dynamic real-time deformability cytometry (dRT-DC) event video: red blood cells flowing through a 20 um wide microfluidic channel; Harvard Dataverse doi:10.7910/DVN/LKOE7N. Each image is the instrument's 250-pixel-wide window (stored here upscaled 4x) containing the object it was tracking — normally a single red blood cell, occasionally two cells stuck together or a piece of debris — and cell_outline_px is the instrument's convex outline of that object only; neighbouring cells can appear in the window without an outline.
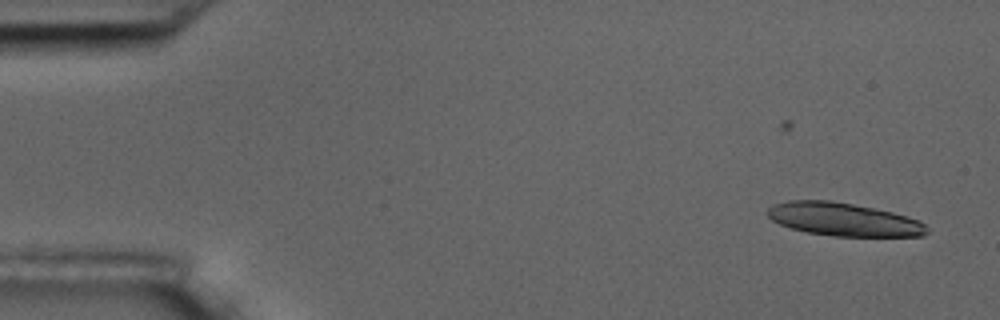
{"species": "common noctule bat (a hibernating species)", "species_latin": "Nyctalus noctula", "temperature_condition": "room temperature", "stored_images_in_passage": 7, "camera_frame_rate_fps": 3000, "um_per_image_px": 0.085, "animal": {"sex": "male", "body_mass_g": 17.5, "forearm_length_mm": 52.3}, "frame": {"image": 1, "passage_image": 3, "time_ms": 2.333, "image_size_px": [1000, 320], "cell_outline_px": [[928, 232], [924, 236], [832, 236], [808, 232], [792, 228], [780, 224], [772, 220], [768, 216], [768, 208], [776, 204], [788, 200], [828, 200], [852, 204], [892, 212], [916, 220], [924, 224], [928, 228]], "centroid_in_image_um": [71.69, 18.65], "position_along_channel_um": 13.3, "area_um2": 30.35}}